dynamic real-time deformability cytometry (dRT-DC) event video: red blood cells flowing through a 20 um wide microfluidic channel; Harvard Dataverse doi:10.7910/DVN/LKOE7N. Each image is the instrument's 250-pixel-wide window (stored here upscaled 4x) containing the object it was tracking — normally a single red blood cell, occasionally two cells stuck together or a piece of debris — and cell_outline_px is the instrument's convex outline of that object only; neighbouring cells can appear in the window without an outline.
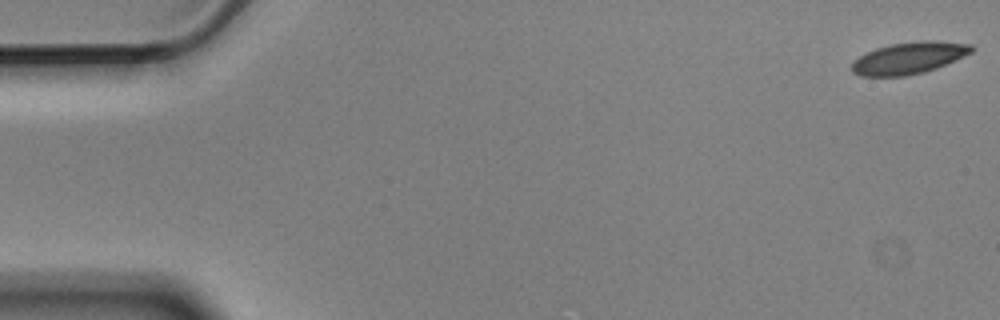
{"species": "Egyptian fruit bat (a non-hibernating species)", "species_latin": "Rousettus aegyptiacus", "temperature_condition": "cold", "stored_images_in_passage": 5, "camera_frame_rate_fps": 3000, "um_per_image_px": 0.085, "animal": {"sex": "male"}, "frame": {"image": 1, "passage_image": 1, "time_ms": 0.0, "image_size_px": [1000, 320], "cell_outline_px": [[976, 48], [972, 52], [936, 68], [924, 72], [904, 76], [860, 76], [852, 72], [852, 64], [864, 52], [876, 48], [892, 44], [920, 40], [936, 40], [972, 44]], "centroid_in_image_um": [77.28, 4.91], "position_along_channel_um": 7.7, "area_um2": 22.2}}
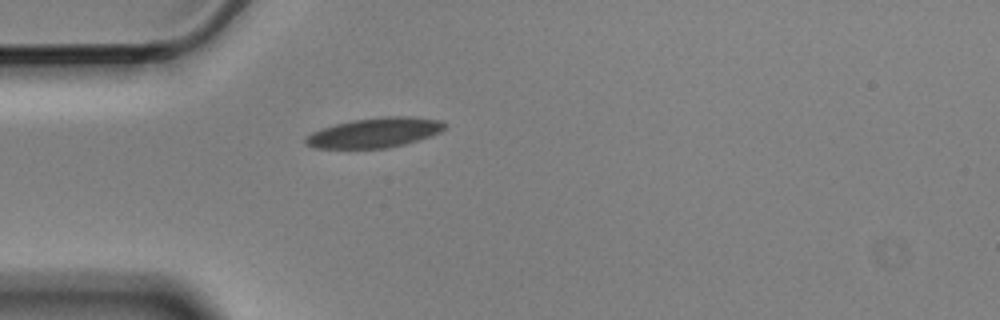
{"frame": {"image": 2, "passage_image": 5, "time_ms": 1.333, "image_size_px": [1000, 320], "cell_outline_px": [[448, 128], [440, 132], [404, 144], [388, 148], [312, 148], [304, 144], [304, 136], [320, 128], [352, 120], [384, 116], [408, 116], [440, 120], [448, 124]], "centroid_in_image_um": [31.82, 11.27], "position_along_channel_um": 53.2, "area_um2": 24.33}}